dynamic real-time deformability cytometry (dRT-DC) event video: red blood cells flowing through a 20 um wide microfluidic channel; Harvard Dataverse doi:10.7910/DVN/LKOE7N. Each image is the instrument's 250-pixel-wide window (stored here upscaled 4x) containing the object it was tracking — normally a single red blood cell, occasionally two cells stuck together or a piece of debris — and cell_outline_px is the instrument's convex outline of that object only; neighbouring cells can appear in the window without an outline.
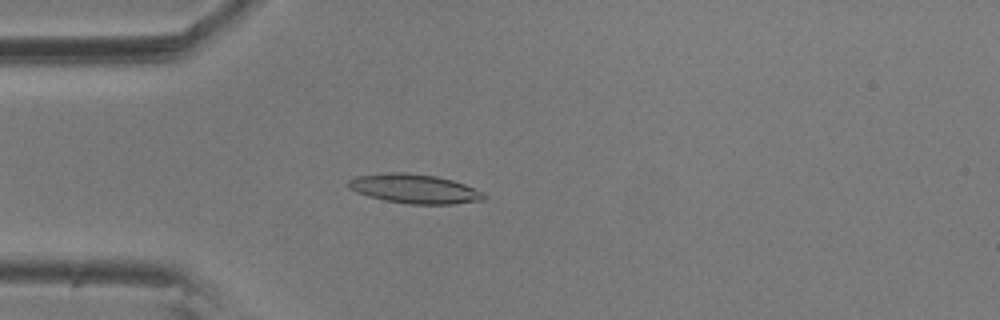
{"species": "common noctule bat (a hibernating species)", "species_latin": "Nyctalus noctula", "temperature_condition": "room temperature", "stored_images_in_passage": 5, "camera_frame_rate_fps": 3000, "um_per_image_px": 0.085, "animal": {"sex": "male", "body_mass_g": 20.5, "forearm_length_mm": 52.5}, "frame": {"image": 1, "passage_image": 5, "time_ms": 1.333, "image_size_px": [1000, 320], "cell_outline_px": [[488, 196], [484, 200], [452, 204], [408, 204], [384, 200], [368, 196], [356, 192], [348, 188], [348, 180], [356, 176], [392, 172], [408, 172], [436, 176], [452, 180], [464, 184], [484, 192]], "centroid_in_image_um": [35.24, 16.05], "position_along_channel_um": 49.8, "area_um2": 23.24}}